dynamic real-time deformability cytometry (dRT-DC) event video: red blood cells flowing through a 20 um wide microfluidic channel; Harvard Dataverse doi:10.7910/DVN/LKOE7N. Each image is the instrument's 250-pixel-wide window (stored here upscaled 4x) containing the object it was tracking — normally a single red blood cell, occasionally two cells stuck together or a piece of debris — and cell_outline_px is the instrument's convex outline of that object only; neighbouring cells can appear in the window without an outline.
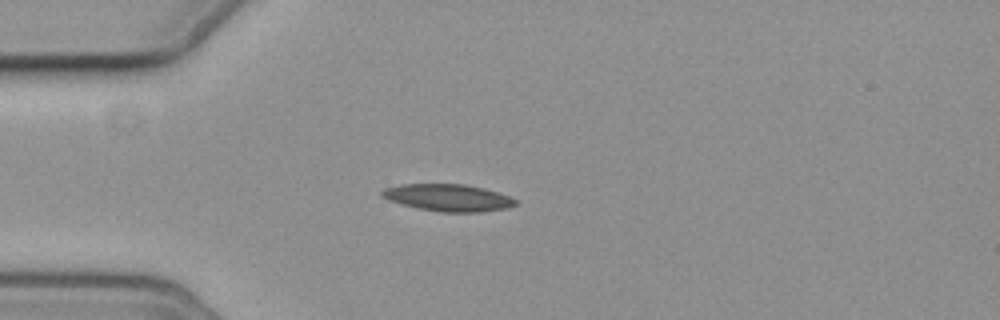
{"species": "common noctule bat (a hibernating species)", "species_latin": "Nyctalus noctula", "temperature_condition": "cold", "stored_images_in_passage": 5, "camera_frame_rate_fps": 3000, "um_per_image_px": 0.085, "animal": {"sex": "female", "body_mass_g": 19.3, "forearm_length_mm": 54.1}, "frame": {"image": 1, "passage_image": 3, "time_ms": 2.333, "image_size_px": [1000, 320], "cell_outline_px": [[516, 204], [508, 208], [480, 212], [440, 212], [400, 204], [388, 200], [380, 196], [380, 192], [384, 188], [400, 184], [464, 184], [484, 188], [508, 196], [516, 200]], "centroid_in_image_um": [38.05, 16.8], "position_along_channel_um": 47.0, "area_um2": 21.04}}
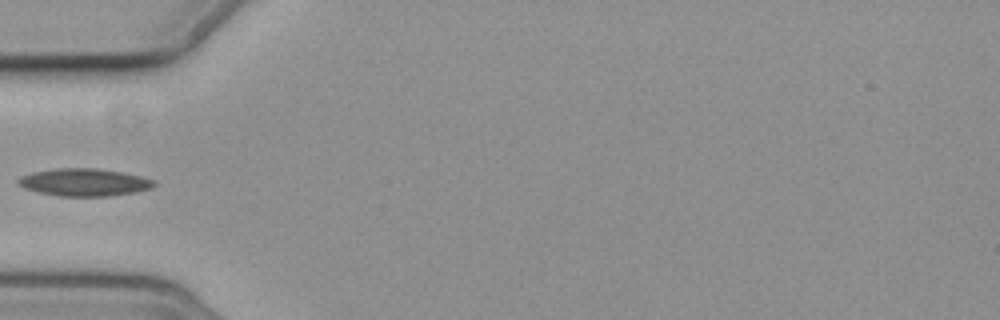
{"frame": {"image": 2, "passage_image": 4, "time_ms": 3.667, "image_size_px": [1000, 320], "cell_outline_px": [[156, 184], [152, 188], [136, 192], [108, 196], [60, 196], [36, 192], [24, 188], [16, 184], [16, 180], [20, 176], [32, 172], [56, 168], [96, 168], [120, 172], [140, 176], [156, 180]], "centroid_in_image_um": [7.12, 15.49], "position_along_channel_um": 77.9, "area_um2": 21.96}}
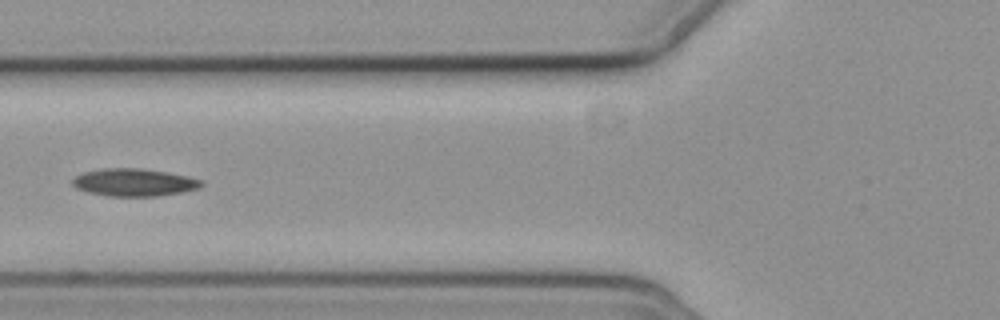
{"frame": {"image": 3, "passage_image": 5, "time_ms": 4.667, "image_size_px": [1000, 320], "cell_outline_px": [[204, 184], [200, 188], [184, 192], [156, 196], [108, 196], [88, 192], [76, 188], [72, 184], [72, 180], [76, 176], [84, 172], [104, 168], [140, 168], [168, 172], [188, 176], [204, 180]], "centroid_in_image_um": [11.44, 15.5], "position_along_channel_um": 114.4, "area_um2": 20.87}}